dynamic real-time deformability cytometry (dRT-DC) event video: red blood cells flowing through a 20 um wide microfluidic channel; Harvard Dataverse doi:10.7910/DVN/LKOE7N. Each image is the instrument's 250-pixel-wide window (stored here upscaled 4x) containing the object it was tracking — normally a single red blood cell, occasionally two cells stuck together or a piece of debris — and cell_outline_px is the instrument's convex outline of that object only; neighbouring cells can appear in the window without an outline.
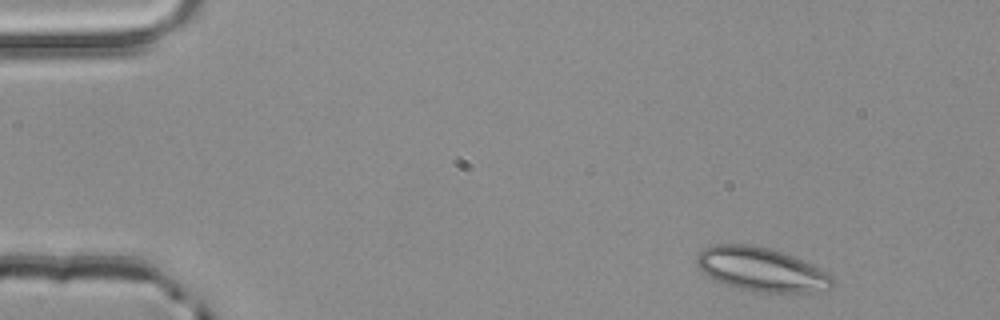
{"species": "common noctule bat (a hibernating species)", "species_latin": "Nyctalus noctula", "temperature_condition": "room temperature", "stored_images_in_passage": 3, "camera_frame_rate_fps": 3000, "um_per_image_px": 0.085, "animal": {"sex": "male", "body_mass_g": 20.4}, "frame": {"image": 1, "passage_image": 1, "time_ms": 0.0, "image_size_px": [1000, 320], "cell_outline_px": [[836, 284], [832, 288], [812, 292], [756, 292], [724, 284], [712, 280], [696, 264], [696, 256], [704, 248], [712, 244], [748, 244], [768, 248], [804, 260], [828, 272], [836, 280]], "centroid_in_image_um": [64.74, 22.91], "position_along_channel_um": 20.3, "area_um2": 34.85}}